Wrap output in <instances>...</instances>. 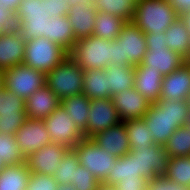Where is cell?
<instances>
[{
  "instance_id": "cell-24",
  "label": "cell",
  "mask_w": 190,
  "mask_h": 190,
  "mask_svg": "<svg viewBox=\"0 0 190 190\" xmlns=\"http://www.w3.org/2000/svg\"><path fill=\"white\" fill-rule=\"evenodd\" d=\"M167 47L185 60L190 56V33L185 20L180 16L165 32Z\"/></svg>"
},
{
  "instance_id": "cell-52",
  "label": "cell",
  "mask_w": 190,
  "mask_h": 190,
  "mask_svg": "<svg viewBox=\"0 0 190 190\" xmlns=\"http://www.w3.org/2000/svg\"><path fill=\"white\" fill-rule=\"evenodd\" d=\"M186 102H187V104H188V106H189V109H190V92H189V94H188V97H187V99H186Z\"/></svg>"
},
{
  "instance_id": "cell-38",
  "label": "cell",
  "mask_w": 190,
  "mask_h": 190,
  "mask_svg": "<svg viewBox=\"0 0 190 190\" xmlns=\"http://www.w3.org/2000/svg\"><path fill=\"white\" fill-rule=\"evenodd\" d=\"M99 183L93 174L81 165L76 169L75 180H72L77 190H96Z\"/></svg>"
},
{
  "instance_id": "cell-23",
  "label": "cell",
  "mask_w": 190,
  "mask_h": 190,
  "mask_svg": "<svg viewBox=\"0 0 190 190\" xmlns=\"http://www.w3.org/2000/svg\"><path fill=\"white\" fill-rule=\"evenodd\" d=\"M96 15L94 7H87L84 4L69 7L67 17L77 40L93 35Z\"/></svg>"
},
{
  "instance_id": "cell-50",
  "label": "cell",
  "mask_w": 190,
  "mask_h": 190,
  "mask_svg": "<svg viewBox=\"0 0 190 190\" xmlns=\"http://www.w3.org/2000/svg\"><path fill=\"white\" fill-rule=\"evenodd\" d=\"M4 88L3 70H0V90Z\"/></svg>"
},
{
  "instance_id": "cell-44",
  "label": "cell",
  "mask_w": 190,
  "mask_h": 190,
  "mask_svg": "<svg viewBox=\"0 0 190 190\" xmlns=\"http://www.w3.org/2000/svg\"><path fill=\"white\" fill-rule=\"evenodd\" d=\"M169 3L178 11L180 16L190 11V0H169Z\"/></svg>"
},
{
  "instance_id": "cell-18",
  "label": "cell",
  "mask_w": 190,
  "mask_h": 190,
  "mask_svg": "<svg viewBox=\"0 0 190 190\" xmlns=\"http://www.w3.org/2000/svg\"><path fill=\"white\" fill-rule=\"evenodd\" d=\"M26 41L16 28L0 34V70L23 64Z\"/></svg>"
},
{
  "instance_id": "cell-47",
  "label": "cell",
  "mask_w": 190,
  "mask_h": 190,
  "mask_svg": "<svg viewBox=\"0 0 190 190\" xmlns=\"http://www.w3.org/2000/svg\"><path fill=\"white\" fill-rule=\"evenodd\" d=\"M96 190H116L115 186L100 182Z\"/></svg>"
},
{
  "instance_id": "cell-13",
  "label": "cell",
  "mask_w": 190,
  "mask_h": 190,
  "mask_svg": "<svg viewBox=\"0 0 190 190\" xmlns=\"http://www.w3.org/2000/svg\"><path fill=\"white\" fill-rule=\"evenodd\" d=\"M130 153L138 158L141 177L152 180L167 172L169 157L164 146L154 143L150 147L130 149Z\"/></svg>"
},
{
  "instance_id": "cell-2",
  "label": "cell",
  "mask_w": 190,
  "mask_h": 190,
  "mask_svg": "<svg viewBox=\"0 0 190 190\" xmlns=\"http://www.w3.org/2000/svg\"><path fill=\"white\" fill-rule=\"evenodd\" d=\"M180 14L169 0H137L132 22L144 34L165 33Z\"/></svg>"
},
{
  "instance_id": "cell-49",
  "label": "cell",
  "mask_w": 190,
  "mask_h": 190,
  "mask_svg": "<svg viewBox=\"0 0 190 190\" xmlns=\"http://www.w3.org/2000/svg\"><path fill=\"white\" fill-rule=\"evenodd\" d=\"M181 17L185 20L188 31L190 33V11L183 13Z\"/></svg>"
},
{
  "instance_id": "cell-8",
  "label": "cell",
  "mask_w": 190,
  "mask_h": 190,
  "mask_svg": "<svg viewBox=\"0 0 190 190\" xmlns=\"http://www.w3.org/2000/svg\"><path fill=\"white\" fill-rule=\"evenodd\" d=\"M84 70L69 56L46 74V85L60 100L83 91Z\"/></svg>"
},
{
  "instance_id": "cell-29",
  "label": "cell",
  "mask_w": 190,
  "mask_h": 190,
  "mask_svg": "<svg viewBox=\"0 0 190 190\" xmlns=\"http://www.w3.org/2000/svg\"><path fill=\"white\" fill-rule=\"evenodd\" d=\"M31 173L26 162L5 166L0 172V190H26Z\"/></svg>"
},
{
  "instance_id": "cell-37",
  "label": "cell",
  "mask_w": 190,
  "mask_h": 190,
  "mask_svg": "<svg viewBox=\"0 0 190 190\" xmlns=\"http://www.w3.org/2000/svg\"><path fill=\"white\" fill-rule=\"evenodd\" d=\"M0 158L6 166L25 163L14 135L0 132Z\"/></svg>"
},
{
  "instance_id": "cell-21",
  "label": "cell",
  "mask_w": 190,
  "mask_h": 190,
  "mask_svg": "<svg viewBox=\"0 0 190 190\" xmlns=\"http://www.w3.org/2000/svg\"><path fill=\"white\" fill-rule=\"evenodd\" d=\"M92 139L98 146L102 147L106 152L111 153L116 158L130 152L129 140L124 122L97 132L92 136Z\"/></svg>"
},
{
  "instance_id": "cell-39",
  "label": "cell",
  "mask_w": 190,
  "mask_h": 190,
  "mask_svg": "<svg viewBox=\"0 0 190 190\" xmlns=\"http://www.w3.org/2000/svg\"><path fill=\"white\" fill-rule=\"evenodd\" d=\"M57 181L51 175L31 173L26 190H56Z\"/></svg>"
},
{
  "instance_id": "cell-34",
  "label": "cell",
  "mask_w": 190,
  "mask_h": 190,
  "mask_svg": "<svg viewBox=\"0 0 190 190\" xmlns=\"http://www.w3.org/2000/svg\"><path fill=\"white\" fill-rule=\"evenodd\" d=\"M168 157L190 156V128L180 126L164 144Z\"/></svg>"
},
{
  "instance_id": "cell-11",
  "label": "cell",
  "mask_w": 190,
  "mask_h": 190,
  "mask_svg": "<svg viewBox=\"0 0 190 190\" xmlns=\"http://www.w3.org/2000/svg\"><path fill=\"white\" fill-rule=\"evenodd\" d=\"M43 122L53 143L74 148L84 138L83 133L71 121L69 114L61 105L47 118L43 119Z\"/></svg>"
},
{
  "instance_id": "cell-28",
  "label": "cell",
  "mask_w": 190,
  "mask_h": 190,
  "mask_svg": "<svg viewBox=\"0 0 190 190\" xmlns=\"http://www.w3.org/2000/svg\"><path fill=\"white\" fill-rule=\"evenodd\" d=\"M136 178H143L141 177V172H139L138 158H135L129 152L116 159L114 168L103 182L115 186L122 179L130 180Z\"/></svg>"
},
{
  "instance_id": "cell-36",
  "label": "cell",
  "mask_w": 190,
  "mask_h": 190,
  "mask_svg": "<svg viewBox=\"0 0 190 190\" xmlns=\"http://www.w3.org/2000/svg\"><path fill=\"white\" fill-rule=\"evenodd\" d=\"M79 165L77 152L73 148H69L52 176L58 185L72 184Z\"/></svg>"
},
{
  "instance_id": "cell-32",
  "label": "cell",
  "mask_w": 190,
  "mask_h": 190,
  "mask_svg": "<svg viewBox=\"0 0 190 190\" xmlns=\"http://www.w3.org/2000/svg\"><path fill=\"white\" fill-rule=\"evenodd\" d=\"M130 149L146 148L154 144L152 131L143 118L125 121Z\"/></svg>"
},
{
  "instance_id": "cell-14",
  "label": "cell",
  "mask_w": 190,
  "mask_h": 190,
  "mask_svg": "<svg viewBox=\"0 0 190 190\" xmlns=\"http://www.w3.org/2000/svg\"><path fill=\"white\" fill-rule=\"evenodd\" d=\"M122 120L111 98L92 99L84 137H92L97 132L120 124Z\"/></svg>"
},
{
  "instance_id": "cell-54",
  "label": "cell",
  "mask_w": 190,
  "mask_h": 190,
  "mask_svg": "<svg viewBox=\"0 0 190 190\" xmlns=\"http://www.w3.org/2000/svg\"><path fill=\"white\" fill-rule=\"evenodd\" d=\"M186 62L190 65V56H189V58L186 60Z\"/></svg>"
},
{
  "instance_id": "cell-12",
  "label": "cell",
  "mask_w": 190,
  "mask_h": 190,
  "mask_svg": "<svg viewBox=\"0 0 190 190\" xmlns=\"http://www.w3.org/2000/svg\"><path fill=\"white\" fill-rule=\"evenodd\" d=\"M26 119L25 100L5 87L0 90V132L15 135Z\"/></svg>"
},
{
  "instance_id": "cell-15",
  "label": "cell",
  "mask_w": 190,
  "mask_h": 190,
  "mask_svg": "<svg viewBox=\"0 0 190 190\" xmlns=\"http://www.w3.org/2000/svg\"><path fill=\"white\" fill-rule=\"evenodd\" d=\"M14 136L25 158L44 145L52 143L43 120L38 119L27 118Z\"/></svg>"
},
{
  "instance_id": "cell-51",
  "label": "cell",
  "mask_w": 190,
  "mask_h": 190,
  "mask_svg": "<svg viewBox=\"0 0 190 190\" xmlns=\"http://www.w3.org/2000/svg\"><path fill=\"white\" fill-rule=\"evenodd\" d=\"M5 166L6 165L4 164V162L0 158V172L4 169Z\"/></svg>"
},
{
  "instance_id": "cell-46",
  "label": "cell",
  "mask_w": 190,
  "mask_h": 190,
  "mask_svg": "<svg viewBox=\"0 0 190 190\" xmlns=\"http://www.w3.org/2000/svg\"><path fill=\"white\" fill-rule=\"evenodd\" d=\"M68 2L69 7L80 6V4H84L87 7H94L97 0H66Z\"/></svg>"
},
{
  "instance_id": "cell-43",
  "label": "cell",
  "mask_w": 190,
  "mask_h": 190,
  "mask_svg": "<svg viewBox=\"0 0 190 190\" xmlns=\"http://www.w3.org/2000/svg\"><path fill=\"white\" fill-rule=\"evenodd\" d=\"M48 12L51 17L67 16L69 5L66 0H48Z\"/></svg>"
},
{
  "instance_id": "cell-41",
  "label": "cell",
  "mask_w": 190,
  "mask_h": 190,
  "mask_svg": "<svg viewBox=\"0 0 190 190\" xmlns=\"http://www.w3.org/2000/svg\"><path fill=\"white\" fill-rule=\"evenodd\" d=\"M149 180L145 178H136L130 180H120L116 185V190H147Z\"/></svg>"
},
{
  "instance_id": "cell-26",
  "label": "cell",
  "mask_w": 190,
  "mask_h": 190,
  "mask_svg": "<svg viewBox=\"0 0 190 190\" xmlns=\"http://www.w3.org/2000/svg\"><path fill=\"white\" fill-rule=\"evenodd\" d=\"M47 38L63 47L68 53L77 41L67 16L50 19L47 27Z\"/></svg>"
},
{
  "instance_id": "cell-53",
  "label": "cell",
  "mask_w": 190,
  "mask_h": 190,
  "mask_svg": "<svg viewBox=\"0 0 190 190\" xmlns=\"http://www.w3.org/2000/svg\"><path fill=\"white\" fill-rule=\"evenodd\" d=\"M186 125L190 128V112H189V116H188V119H187Z\"/></svg>"
},
{
  "instance_id": "cell-17",
  "label": "cell",
  "mask_w": 190,
  "mask_h": 190,
  "mask_svg": "<svg viewBox=\"0 0 190 190\" xmlns=\"http://www.w3.org/2000/svg\"><path fill=\"white\" fill-rule=\"evenodd\" d=\"M111 100L122 122L143 118L151 105L134 87L114 94Z\"/></svg>"
},
{
  "instance_id": "cell-5",
  "label": "cell",
  "mask_w": 190,
  "mask_h": 190,
  "mask_svg": "<svg viewBox=\"0 0 190 190\" xmlns=\"http://www.w3.org/2000/svg\"><path fill=\"white\" fill-rule=\"evenodd\" d=\"M48 0H22L15 12L17 29L25 41L35 37L47 38V27L52 18Z\"/></svg>"
},
{
  "instance_id": "cell-1",
  "label": "cell",
  "mask_w": 190,
  "mask_h": 190,
  "mask_svg": "<svg viewBox=\"0 0 190 190\" xmlns=\"http://www.w3.org/2000/svg\"><path fill=\"white\" fill-rule=\"evenodd\" d=\"M189 112L186 100L159 99L151 103L143 119L152 131L154 143L164 146L177 128L186 125Z\"/></svg>"
},
{
  "instance_id": "cell-55",
  "label": "cell",
  "mask_w": 190,
  "mask_h": 190,
  "mask_svg": "<svg viewBox=\"0 0 190 190\" xmlns=\"http://www.w3.org/2000/svg\"><path fill=\"white\" fill-rule=\"evenodd\" d=\"M4 30L0 27V34L3 32Z\"/></svg>"
},
{
  "instance_id": "cell-40",
  "label": "cell",
  "mask_w": 190,
  "mask_h": 190,
  "mask_svg": "<svg viewBox=\"0 0 190 190\" xmlns=\"http://www.w3.org/2000/svg\"><path fill=\"white\" fill-rule=\"evenodd\" d=\"M147 190H188V188L174 183L165 176H158L149 180Z\"/></svg>"
},
{
  "instance_id": "cell-20",
  "label": "cell",
  "mask_w": 190,
  "mask_h": 190,
  "mask_svg": "<svg viewBox=\"0 0 190 190\" xmlns=\"http://www.w3.org/2000/svg\"><path fill=\"white\" fill-rule=\"evenodd\" d=\"M60 106V99L44 85L25 100L26 117L43 120Z\"/></svg>"
},
{
  "instance_id": "cell-16",
  "label": "cell",
  "mask_w": 190,
  "mask_h": 190,
  "mask_svg": "<svg viewBox=\"0 0 190 190\" xmlns=\"http://www.w3.org/2000/svg\"><path fill=\"white\" fill-rule=\"evenodd\" d=\"M68 149L62 144L52 142L30 154L25 162L32 173L52 176Z\"/></svg>"
},
{
  "instance_id": "cell-19",
  "label": "cell",
  "mask_w": 190,
  "mask_h": 190,
  "mask_svg": "<svg viewBox=\"0 0 190 190\" xmlns=\"http://www.w3.org/2000/svg\"><path fill=\"white\" fill-rule=\"evenodd\" d=\"M190 92V65L185 62L174 72L163 76L160 99L186 100Z\"/></svg>"
},
{
  "instance_id": "cell-3",
  "label": "cell",
  "mask_w": 190,
  "mask_h": 190,
  "mask_svg": "<svg viewBox=\"0 0 190 190\" xmlns=\"http://www.w3.org/2000/svg\"><path fill=\"white\" fill-rule=\"evenodd\" d=\"M146 52L145 34L132 21L126 22L116 40L112 41L110 65L135 66L141 64Z\"/></svg>"
},
{
  "instance_id": "cell-22",
  "label": "cell",
  "mask_w": 190,
  "mask_h": 190,
  "mask_svg": "<svg viewBox=\"0 0 190 190\" xmlns=\"http://www.w3.org/2000/svg\"><path fill=\"white\" fill-rule=\"evenodd\" d=\"M134 88L150 103L160 99L163 76L159 71L147 69L144 65L134 66Z\"/></svg>"
},
{
  "instance_id": "cell-10",
  "label": "cell",
  "mask_w": 190,
  "mask_h": 190,
  "mask_svg": "<svg viewBox=\"0 0 190 190\" xmlns=\"http://www.w3.org/2000/svg\"><path fill=\"white\" fill-rule=\"evenodd\" d=\"M4 87L10 92L28 99L33 93L46 85V74L30 68L24 64H18L3 71Z\"/></svg>"
},
{
  "instance_id": "cell-6",
  "label": "cell",
  "mask_w": 190,
  "mask_h": 190,
  "mask_svg": "<svg viewBox=\"0 0 190 190\" xmlns=\"http://www.w3.org/2000/svg\"><path fill=\"white\" fill-rule=\"evenodd\" d=\"M24 51L23 64L45 74L69 56L63 47L45 37L27 40Z\"/></svg>"
},
{
  "instance_id": "cell-9",
  "label": "cell",
  "mask_w": 190,
  "mask_h": 190,
  "mask_svg": "<svg viewBox=\"0 0 190 190\" xmlns=\"http://www.w3.org/2000/svg\"><path fill=\"white\" fill-rule=\"evenodd\" d=\"M73 149L77 152L80 165L89 170L99 182H103L114 168L117 158L98 146L92 137L82 138Z\"/></svg>"
},
{
  "instance_id": "cell-33",
  "label": "cell",
  "mask_w": 190,
  "mask_h": 190,
  "mask_svg": "<svg viewBox=\"0 0 190 190\" xmlns=\"http://www.w3.org/2000/svg\"><path fill=\"white\" fill-rule=\"evenodd\" d=\"M137 0H97L94 8L97 12H104L131 22L135 13Z\"/></svg>"
},
{
  "instance_id": "cell-48",
  "label": "cell",
  "mask_w": 190,
  "mask_h": 190,
  "mask_svg": "<svg viewBox=\"0 0 190 190\" xmlns=\"http://www.w3.org/2000/svg\"><path fill=\"white\" fill-rule=\"evenodd\" d=\"M56 190H77V188L73 184H67V185H58Z\"/></svg>"
},
{
  "instance_id": "cell-31",
  "label": "cell",
  "mask_w": 190,
  "mask_h": 190,
  "mask_svg": "<svg viewBox=\"0 0 190 190\" xmlns=\"http://www.w3.org/2000/svg\"><path fill=\"white\" fill-rule=\"evenodd\" d=\"M125 23L126 21L120 17L104 12H97L93 36L114 41Z\"/></svg>"
},
{
  "instance_id": "cell-35",
  "label": "cell",
  "mask_w": 190,
  "mask_h": 190,
  "mask_svg": "<svg viewBox=\"0 0 190 190\" xmlns=\"http://www.w3.org/2000/svg\"><path fill=\"white\" fill-rule=\"evenodd\" d=\"M164 176L174 183L190 189V156L170 157Z\"/></svg>"
},
{
  "instance_id": "cell-25",
  "label": "cell",
  "mask_w": 190,
  "mask_h": 190,
  "mask_svg": "<svg viewBox=\"0 0 190 190\" xmlns=\"http://www.w3.org/2000/svg\"><path fill=\"white\" fill-rule=\"evenodd\" d=\"M91 100L83 93L68 96L60 100V105L65 109L72 122L83 133L86 130Z\"/></svg>"
},
{
  "instance_id": "cell-7",
  "label": "cell",
  "mask_w": 190,
  "mask_h": 190,
  "mask_svg": "<svg viewBox=\"0 0 190 190\" xmlns=\"http://www.w3.org/2000/svg\"><path fill=\"white\" fill-rule=\"evenodd\" d=\"M145 37L147 52L141 64L147 69H154L166 76L186 62L182 56L167 47L165 33H148Z\"/></svg>"
},
{
  "instance_id": "cell-27",
  "label": "cell",
  "mask_w": 190,
  "mask_h": 190,
  "mask_svg": "<svg viewBox=\"0 0 190 190\" xmlns=\"http://www.w3.org/2000/svg\"><path fill=\"white\" fill-rule=\"evenodd\" d=\"M82 93L90 100L111 98L105 69L84 70Z\"/></svg>"
},
{
  "instance_id": "cell-45",
  "label": "cell",
  "mask_w": 190,
  "mask_h": 190,
  "mask_svg": "<svg viewBox=\"0 0 190 190\" xmlns=\"http://www.w3.org/2000/svg\"><path fill=\"white\" fill-rule=\"evenodd\" d=\"M21 1L22 0H0V5L15 13Z\"/></svg>"
},
{
  "instance_id": "cell-42",
  "label": "cell",
  "mask_w": 190,
  "mask_h": 190,
  "mask_svg": "<svg viewBox=\"0 0 190 190\" xmlns=\"http://www.w3.org/2000/svg\"><path fill=\"white\" fill-rule=\"evenodd\" d=\"M0 27L4 31H10L17 28L15 13L0 5Z\"/></svg>"
},
{
  "instance_id": "cell-4",
  "label": "cell",
  "mask_w": 190,
  "mask_h": 190,
  "mask_svg": "<svg viewBox=\"0 0 190 190\" xmlns=\"http://www.w3.org/2000/svg\"><path fill=\"white\" fill-rule=\"evenodd\" d=\"M68 54L83 70L105 69L112 60V41L93 35L83 37Z\"/></svg>"
},
{
  "instance_id": "cell-30",
  "label": "cell",
  "mask_w": 190,
  "mask_h": 190,
  "mask_svg": "<svg viewBox=\"0 0 190 190\" xmlns=\"http://www.w3.org/2000/svg\"><path fill=\"white\" fill-rule=\"evenodd\" d=\"M105 71L111 97L134 87V66L108 65Z\"/></svg>"
}]
</instances>
